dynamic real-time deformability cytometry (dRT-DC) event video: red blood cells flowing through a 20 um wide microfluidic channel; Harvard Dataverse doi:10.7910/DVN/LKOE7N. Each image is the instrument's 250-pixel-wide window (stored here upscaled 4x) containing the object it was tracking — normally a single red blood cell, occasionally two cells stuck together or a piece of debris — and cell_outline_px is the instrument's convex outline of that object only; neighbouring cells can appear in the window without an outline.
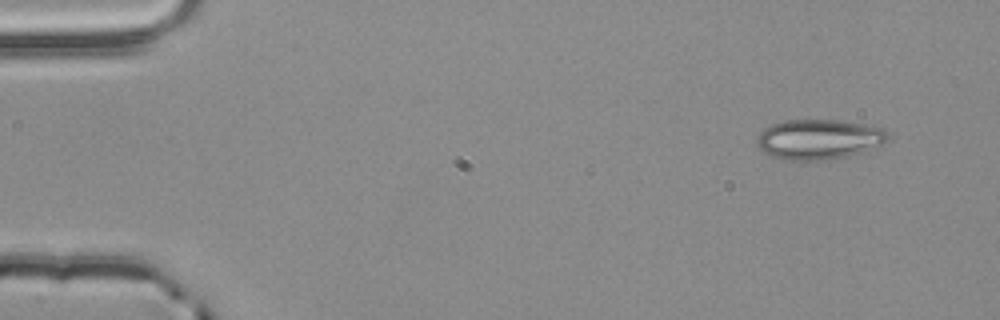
{"species": "common noctule bat (a hibernating species)", "species_latin": "Nyctalus noctula", "temperature_condition": "room temperature", "stored_images_in_passage": 4, "camera_frame_rate_fps": 3000, "um_per_image_px": 0.085, "animal": {"sex": "male", "body_mass_g": 20.4}, "frame": {"image": 1, "passage_image": 1, "time_ms": 0.0, "image_size_px": [1000, 320], "cell_outline_px": [[888, 140], [864, 152], [844, 156], [820, 160], [788, 160], [772, 156], [764, 152], [756, 144], [756, 140], [760, 132], [764, 128], [772, 124], [784, 120], [836, 120], [864, 124], [884, 128], [888, 132]], "centroid_in_image_um": [69.59, 11.83], "position_along_channel_um": 15.4, "area_um2": 30.4}}
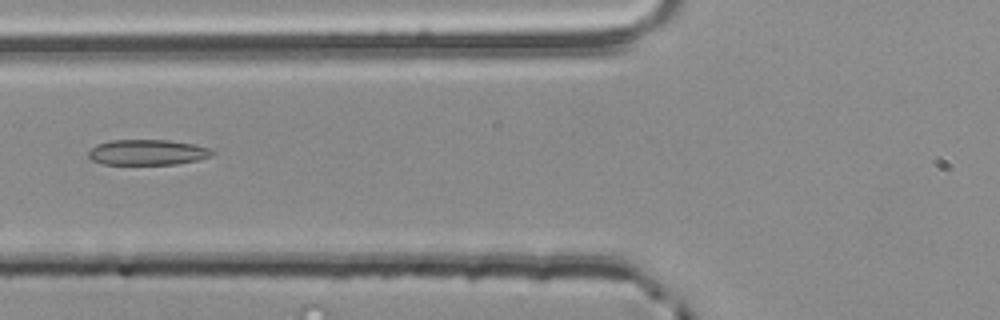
{"frame": {"image": 2, "passage_image": 4, "time_ms": 1.0, "image_size_px": [1000, 320], "cell_outline_px": [[216, 152], [212, 156], [196, 160], [176, 164], [100, 164], [92, 160], [88, 156], [88, 152], [96, 144], [112, 140], [168, 140], [192, 144], [208, 148]], "centroid_in_image_um": [12.51, 12.95], "position_along_channel_um": 113.3, "area_um2": 18.32}}